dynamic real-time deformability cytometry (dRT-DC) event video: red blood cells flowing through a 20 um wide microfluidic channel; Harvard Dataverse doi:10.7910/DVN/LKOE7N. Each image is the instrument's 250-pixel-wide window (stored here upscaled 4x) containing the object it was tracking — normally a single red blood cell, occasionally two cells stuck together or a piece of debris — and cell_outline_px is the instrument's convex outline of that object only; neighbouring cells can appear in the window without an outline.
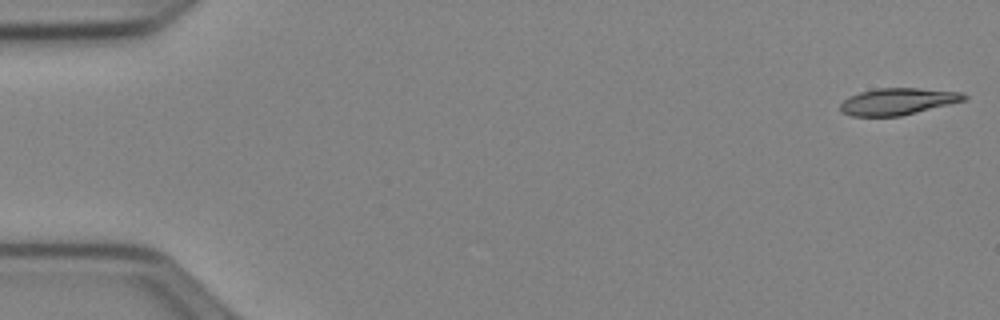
{"species": "Egyptian fruit bat (a non-hibernating species)", "species_latin": "Rousettus aegyptiacus", "temperature_condition": "cold", "stored_images_in_passage": 51, "camera_frame_rate_fps": 3000, "um_per_image_px": 0.085, "animal": {"sex": "female"}, "frame": {"image": 1, "passage_image": 1, "time_ms": 0.0, "image_size_px": [1000, 320], "cell_outline_px": [[968, 100], [900, 116], [852, 116], [840, 112], [840, 104], [848, 96], [860, 92], [876, 88], [920, 88], [964, 92], [968, 96]], "centroid_in_image_um": [76.34, 8.62], "position_along_channel_um": 8.7, "area_um2": 19.54}}
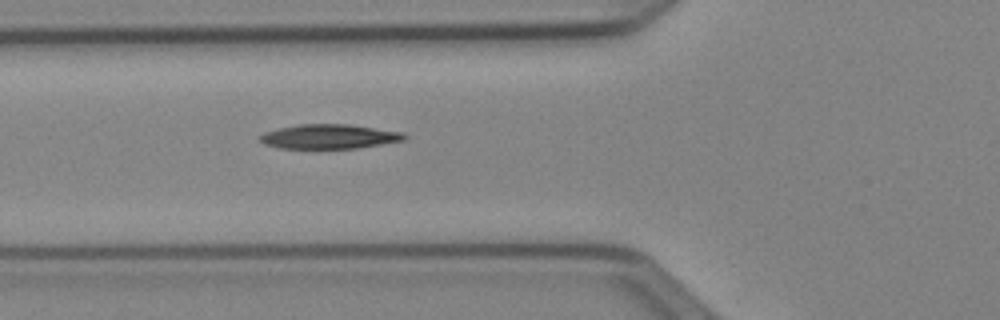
{"frame": {"image": 2, "passage_image": 19, "time_ms": 6.0, "image_size_px": [1000, 320], "cell_outline_px": [[408, 136], [404, 140], [356, 148], [280, 148], [264, 144], [260, 140], [260, 136], [264, 132], [280, 128], [300, 124], [348, 124], [404, 132]], "centroid_in_image_um": [28.0, 11.6], "position_along_channel_um": 97.8, "area_um2": 20.4}}
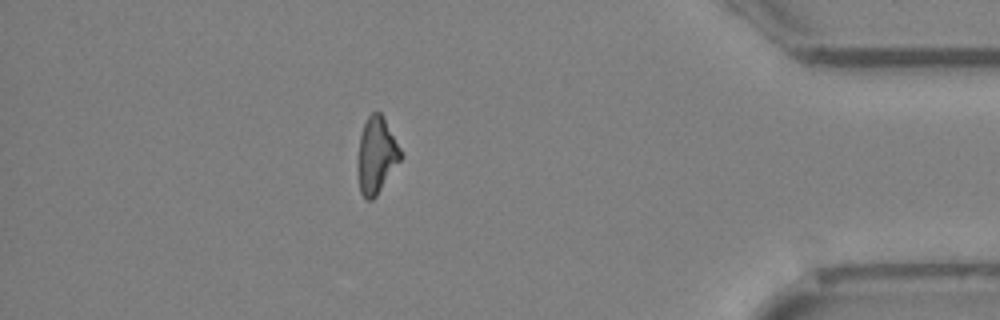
{"frame": {"image": 3, "passage_image": 45, "time_ms": 14.667, "image_size_px": [1000, 320], "cell_outline_px": [[404, 156], [376, 196], [372, 200], [364, 200], [360, 192], [360, 136], [364, 124], [368, 116], [372, 112], [380, 112], [400, 148]], "centroid_in_image_um": [32.04, 13.22], "position_along_channel_um": 403.2, "area_um2": 18.38}, "authors_computed_cell_mechanics": {"area_um2": 19.9988, "velocity_mm_per_s": 3.9826, "shape_relaxation_time_tau1_ms": 6.2537, "shape_relaxation_time_tau2_ms": null, "deformation_change_tau1": 0.1618, "deformation_change_tau2": null}}